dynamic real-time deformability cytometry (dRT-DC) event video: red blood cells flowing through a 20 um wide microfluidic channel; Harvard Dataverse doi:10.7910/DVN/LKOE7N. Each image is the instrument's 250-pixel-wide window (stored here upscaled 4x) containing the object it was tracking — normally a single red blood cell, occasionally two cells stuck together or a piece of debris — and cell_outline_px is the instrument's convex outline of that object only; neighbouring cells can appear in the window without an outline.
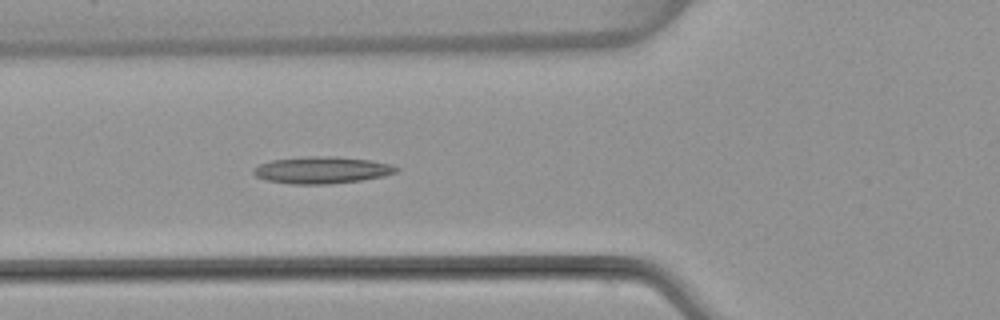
{"species": "common noctule bat (a hibernating species)", "species_latin": "Nyctalus noctula", "temperature_condition": "warm", "stored_images_in_passage": 6, "camera_frame_rate_fps": 3000, "um_per_image_px": 0.085, "animal": {"sex": "female", "body_mass_g": 22.7, "forearm_length_mm": 54.2}, "frame": {"image": 1, "passage_image": 6, "time_ms": 6.0, "image_size_px": [1000, 320], "cell_outline_px": [[400, 168], [396, 172], [384, 176], [360, 180], [328, 184], [292, 184], [268, 180], [256, 176], [252, 172], [252, 168], [260, 164], [272, 160], [308, 156], [336, 156], [372, 160], [392, 164]], "centroid_in_image_um": [27.38, 14.44], "position_along_channel_um": 98.4, "area_um2": 22.43}}